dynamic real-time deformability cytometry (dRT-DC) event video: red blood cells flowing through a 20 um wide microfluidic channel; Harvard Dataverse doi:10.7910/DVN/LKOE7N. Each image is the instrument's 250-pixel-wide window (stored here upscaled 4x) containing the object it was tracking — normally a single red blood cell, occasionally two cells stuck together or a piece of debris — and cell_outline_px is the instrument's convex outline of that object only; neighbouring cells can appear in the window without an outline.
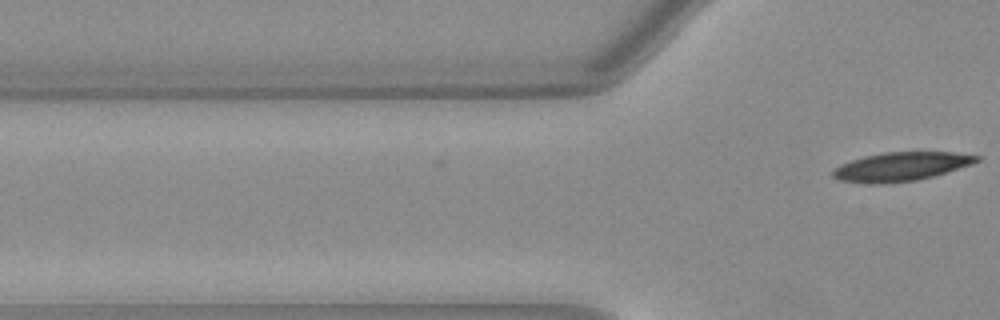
{"species": "Egyptian fruit bat (a non-hibernating species)", "species_latin": "Rousettus aegyptiacus", "temperature_condition": "warm", "stored_images_in_passage": 12, "camera_frame_rate_fps": 3000, "um_per_image_px": 0.085, "animal": {"sex": "female"}, "frame": {"image": 1, "passage_image": 12, "time_ms": 3.667, "image_size_px": [1000, 320], "cell_outline_px": [[980, 160], [972, 164], [932, 176], [916, 180], [884, 184], [872, 184], [840, 180], [832, 176], [832, 172], [840, 164], [864, 156], [884, 152], [952, 152], [980, 156]], "centroid_in_image_um": [76.57, 14.16], "position_along_channel_um": 49.2, "area_um2": 23.93}}